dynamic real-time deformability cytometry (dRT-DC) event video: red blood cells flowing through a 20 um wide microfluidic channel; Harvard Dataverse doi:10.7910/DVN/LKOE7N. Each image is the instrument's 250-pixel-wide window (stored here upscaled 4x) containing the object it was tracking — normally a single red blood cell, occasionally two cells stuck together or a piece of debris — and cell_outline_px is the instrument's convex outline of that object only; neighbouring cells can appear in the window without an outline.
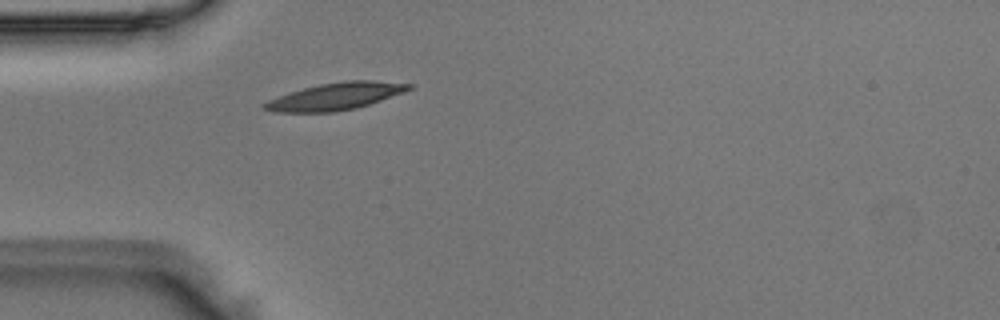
{"species": "Egyptian fruit bat (a non-hibernating species)", "species_latin": "Rousettus aegyptiacus", "temperature_condition": "room temperature", "stored_images_in_passage": 39, "camera_frame_rate_fps": 3000, "um_per_image_px": 0.085, "animal": {"sex": "male"}, "frame": {"image": 1, "passage_image": 2, "time_ms": 0.333, "image_size_px": [1000, 320], "cell_outline_px": [[412, 88], [404, 92], [356, 108], [332, 112], [276, 112], [260, 108], [260, 104], [268, 100], [304, 88], [320, 84], [344, 80], [372, 80], [412, 84]], "centroid_in_image_um": [28.49, 8.19], "position_along_channel_um": 56.5, "area_um2": 22.6}}
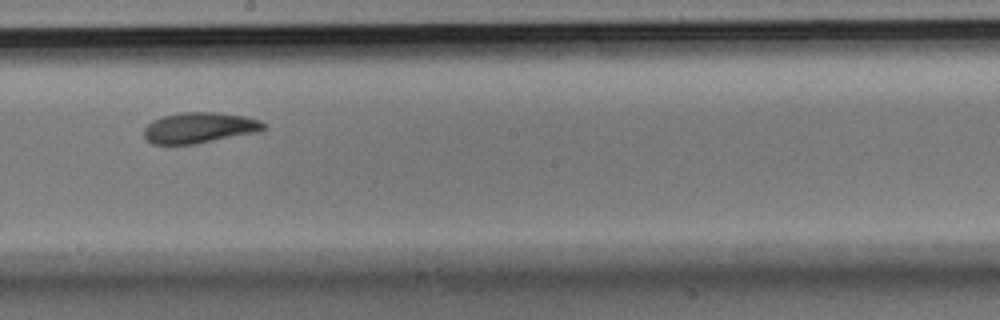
{"frame": {"image": 2, "passage_image": 16, "time_ms": 5.0, "image_size_px": [1000, 320], "cell_outline_px": [[268, 124], [264, 128], [256, 132], [196, 144], [152, 144], [144, 136], [144, 128], [152, 120], [164, 116], [180, 112], [216, 112], [244, 116], [260, 120]], "centroid_in_image_um": [16.94, 10.85], "position_along_channel_um": 231.3, "area_um2": 21.39}}
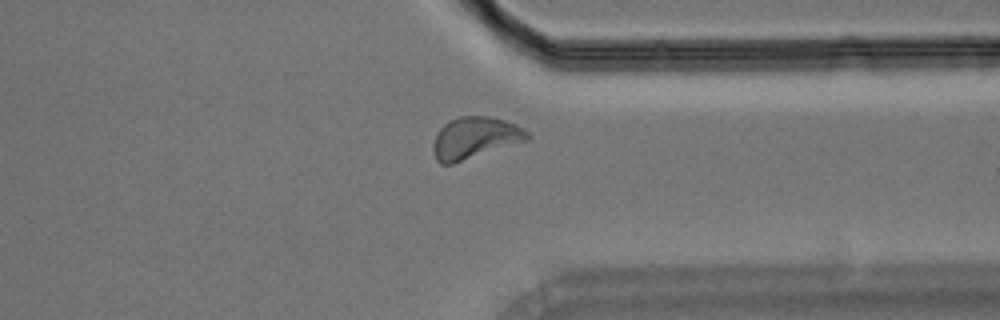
{"frame": {"image": 3, "passage_image": 27, "time_ms": 8.667, "image_size_px": [1000, 320], "cell_outline_px": [[532, 136], [528, 140], [452, 164], [440, 164], [436, 160], [432, 148], [432, 144], [440, 128], [444, 124], [460, 116], [488, 116], [504, 120], [516, 124], [528, 132]], "centroid_in_image_um": [40.37, 11.72], "position_along_channel_um": 371.0, "area_um2": 22.77}}